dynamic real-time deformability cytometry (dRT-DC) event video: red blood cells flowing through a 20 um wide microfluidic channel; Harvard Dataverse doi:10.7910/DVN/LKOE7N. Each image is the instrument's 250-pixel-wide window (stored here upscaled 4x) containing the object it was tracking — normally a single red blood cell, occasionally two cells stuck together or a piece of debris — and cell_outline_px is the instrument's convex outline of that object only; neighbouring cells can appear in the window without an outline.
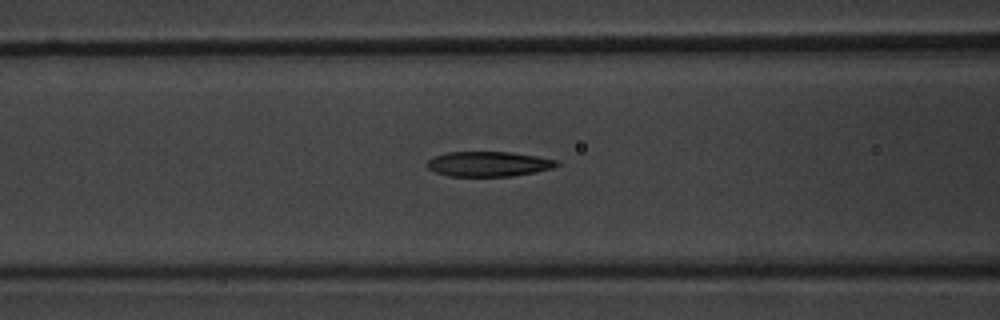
{"species": "common noctule bat (a hibernating species)", "species_latin": "Nyctalus noctula", "temperature_condition": "warm", "stored_images_in_passage": 52, "camera_frame_rate_fps": 3000, "um_per_image_px": 0.085, "animal": {"sex": "male", "body_mass_g": 20.1, "forearm_length_mm": 53.5}, "frame": {"image": 1, "passage_image": 21, "time_ms": 6.667, "image_size_px": [1000, 320], "cell_outline_px": [[560, 164], [552, 168], [536, 172], [512, 176], [448, 176], [436, 172], [428, 168], [428, 160], [436, 156], [448, 152], [512, 152], [536, 156], [556, 160]], "centroid_in_image_um": [41.55, 13.94], "position_along_channel_um": 125.1, "area_um2": 18.73}}
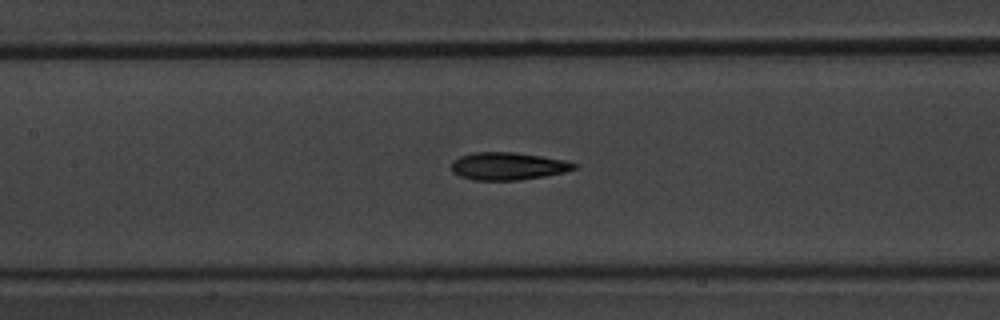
{"frame": {"image": 2, "passage_image": 24, "time_ms": 7.667, "image_size_px": [1000, 320], "cell_outline_px": [[580, 164], [576, 168], [564, 172], [544, 176], [516, 180], [472, 180], [460, 176], [452, 172], [452, 160], [460, 156], [472, 152], [516, 152], [564, 160]], "centroid_in_image_um": [43.16, 14.11], "position_along_channel_um": 164.2, "area_um2": 19.77}}
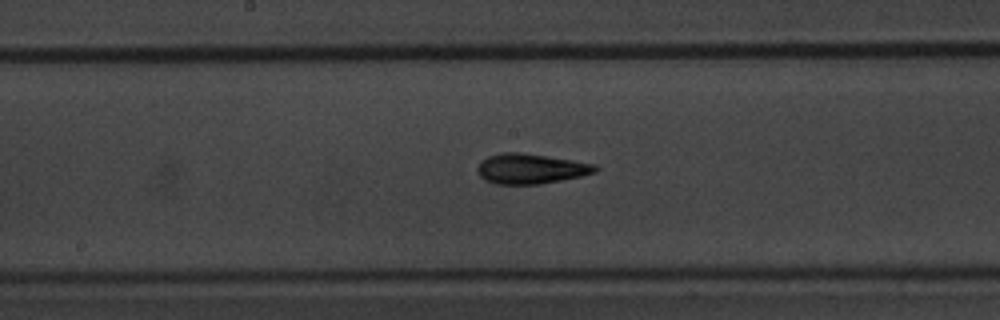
{"frame": {"image": 3, "passage_image": 27, "time_ms": 8.667, "image_size_px": [1000, 320], "cell_outline_px": [[600, 168], [596, 172], [580, 176], [540, 184], [496, 184], [484, 180], [476, 172], [476, 168], [480, 160], [488, 156], [500, 152], [520, 152], [548, 156], [596, 164]], "centroid_in_image_um": [45.07, 14.33], "position_along_channel_um": 203.1, "area_um2": 20.87}, "authors_computed_cell_mechanics": {"area_um2": 19.5942, "velocity_mm_per_s": 3.8864, "shape_relaxation_time_tau1_ms": 3.703, "shape_relaxation_time_tau2_ms": 2.1055, "deformation_change_tau1": 0.1598, "deformation_change_tau2": 0.1032}}